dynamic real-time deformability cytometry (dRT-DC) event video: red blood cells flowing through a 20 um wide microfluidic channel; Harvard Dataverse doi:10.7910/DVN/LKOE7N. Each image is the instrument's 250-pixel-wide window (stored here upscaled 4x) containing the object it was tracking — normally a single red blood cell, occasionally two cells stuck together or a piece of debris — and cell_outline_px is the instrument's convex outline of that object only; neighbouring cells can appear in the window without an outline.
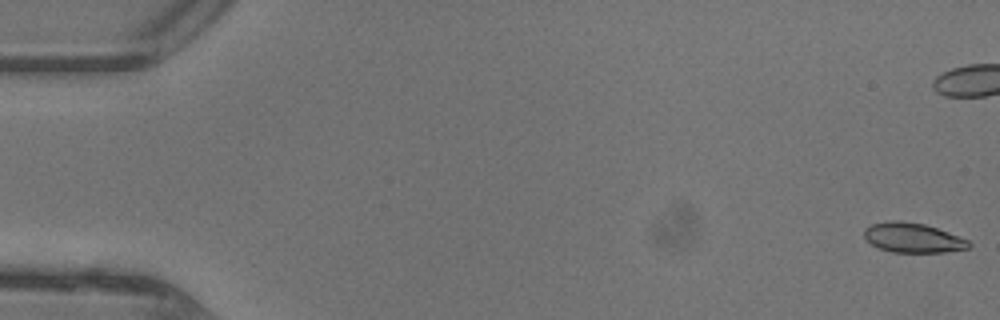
{"species": "common noctule bat (a hibernating species)", "species_latin": "Nyctalus noctula", "temperature_condition": "warm", "stored_images_in_passage": 18, "camera_frame_rate_fps": 3000, "um_per_image_px": 0.085, "animal": {"sex": "female"}, "frame": {"image": 1, "passage_image": 1, "time_ms": 0.0, "image_size_px": [1000, 320], "cell_outline_px": [[972, 244], [968, 248], [944, 252], [892, 252], [880, 248], [872, 244], [864, 236], [864, 228], [872, 224], [888, 220], [900, 220], [924, 224], [948, 232], [968, 240]], "centroid_in_image_um": [77.58, 20.2], "position_along_channel_um": 7.4, "area_um2": 17.98}}